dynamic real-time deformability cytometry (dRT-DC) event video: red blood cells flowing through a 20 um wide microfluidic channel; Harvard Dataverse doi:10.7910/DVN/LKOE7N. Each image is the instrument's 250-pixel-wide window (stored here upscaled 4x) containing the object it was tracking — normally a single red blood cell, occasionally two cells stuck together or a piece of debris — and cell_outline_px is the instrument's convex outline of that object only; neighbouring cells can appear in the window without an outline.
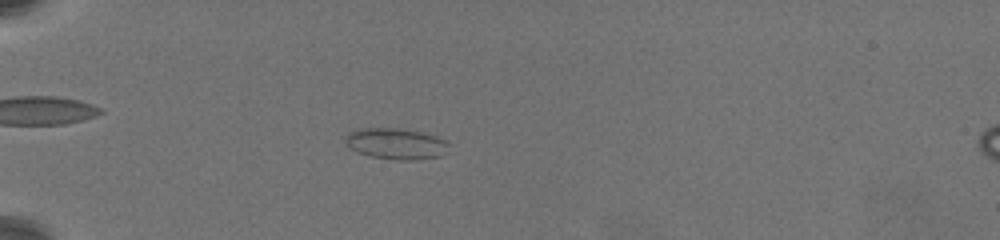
{"species": "common noctule bat (a hibernating species)", "species_latin": "Nyctalus noctula", "temperature_condition": "warm", "stored_images_in_passage": 90, "camera_frame_rate_fps": 3000, "um_per_image_px": 0.085, "animal": {"sex": "female", "body_mass_g": 19.5, "forearm_length_mm": 54.1}, "frame": {"image": 1, "passage_image": 24, "time_ms": 7.0, "image_size_px": [1000, 240], "cell_outline_px": [[448, 144], [440, 156], [412, 160], [396, 160], [372, 156], [356, 152], [344, 144], [344, 140], [356, 128], [396, 128], [420, 132], [436, 136], [444, 140]], "centroid_in_image_um": [33.59, 12.21], "position_along_channel_um": 51.4, "area_um2": 18.44}}
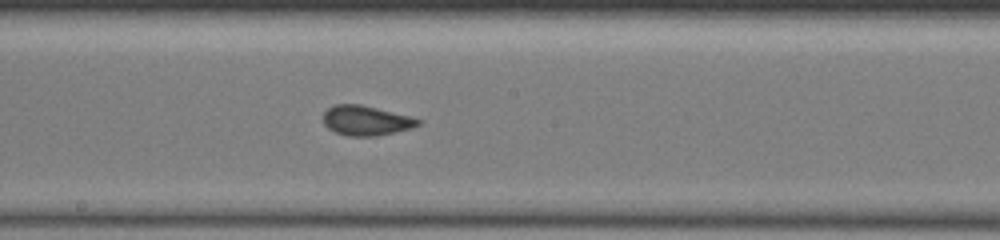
{"frame": {"image": 2, "passage_image": 47, "time_ms": 12.667, "image_size_px": [1000, 240], "cell_outline_px": [[424, 120], [420, 124], [412, 128], [376, 136], [348, 136], [336, 132], [328, 128], [324, 124], [324, 112], [328, 108], [336, 104], [360, 104], [412, 116]], "centroid_in_image_um": [31.16, 10.24], "position_along_channel_um": 217.0, "area_um2": 16.53}}
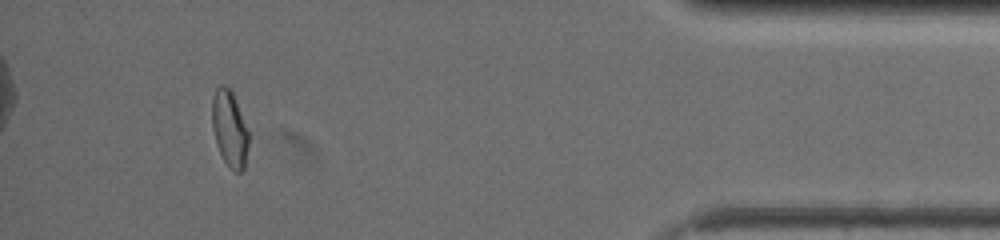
{"frame": {"image": 3, "passage_image": 81, "time_ms": 19.667, "image_size_px": [1000, 240], "cell_outline_px": [[248, 144], [244, 168], [240, 172], [236, 172], [224, 160], [220, 152], [212, 128], [212, 100], [216, 88], [220, 84], [224, 84], [232, 92], [248, 132]], "centroid_in_image_um": [19.5, 10.91], "position_along_channel_um": 415.7, "area_um2": 15.72}, "authors_computed_cell_mechanics": {"area_um2": 16.5597, "velocity_mm_per_s": 3.4902, "shape_relaxation_time_tau1_ms": null, "shape_relaxation_time_tau2_ms": 0.8561, "deformation_change_tau1": null, "deformation_change_tau2": 0.0582}}